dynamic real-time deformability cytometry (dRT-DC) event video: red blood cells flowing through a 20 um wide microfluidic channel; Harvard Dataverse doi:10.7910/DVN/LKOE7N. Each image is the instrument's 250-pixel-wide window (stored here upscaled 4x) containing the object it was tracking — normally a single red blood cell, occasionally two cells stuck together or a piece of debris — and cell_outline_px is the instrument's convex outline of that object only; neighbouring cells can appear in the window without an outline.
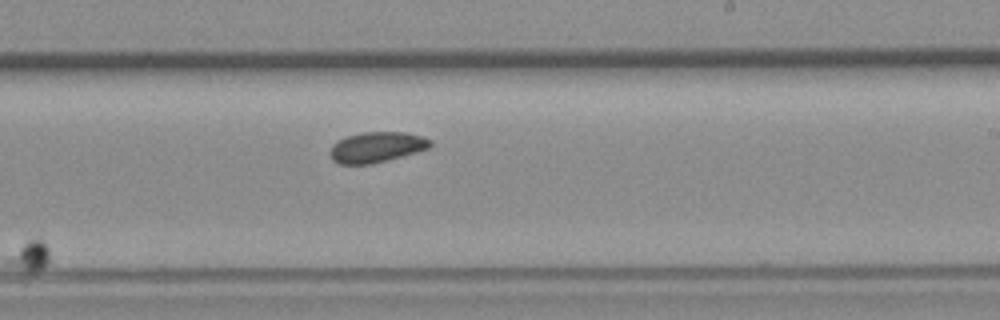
{"species": "common noctule bat (a hibernating species)", "species_latin": "Nyctalus noctula", "temperature_condition": "room temperature", "stored_images_in_passage": 11, "camera_frame_rate_fps": 3000, "um_per_image_px": 0.085, "animal": {"sex": "female", "body_mass_g": 19.3, "forearm_length_mm": 54.1}, "frame": {"image": 1, "passage_image": 11, "time_ms": 13.0, "image_size_px": [1000, 320], "cell_outline_px": [[432, 144], [428, 148], [416, 152], [372, 164], [340, 164], [332, 160], [328, 152], [332, 144], [348, 136], [364, 132], [408, 132], [424, 136], [432, 140]], "centroid_in_image_um": [32.02, 12.5], "position_along_channel_um": 257.0, "area_um2": 17.86}}